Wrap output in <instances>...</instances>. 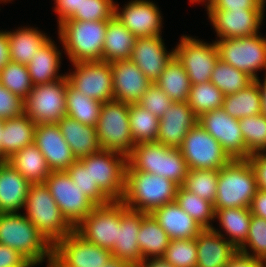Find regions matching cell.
<instances>
[{"label":"cell","mask_w":266,"mask_h":267,"mask_svg":"<svg viewBox=\"0 0 266 267\" xmlns=\"http://www.w3.org/2000/svg\"><path fill=\"white\" fill-rule=\"evenodd\" d=\"M0 244L20 252L34 266L47 257L51 267L53 245L24 213H0Z\"/></svg>","instance_id":"1"},{"label":"cell","mask_w":266,"mask_h":267,"mask_svg":"<svg viewBox=\"0 0 266 267\" xmlns=\"http://www.w3.org/2000/svg\"><path fill=\"white\" fill-rule=\"evenodd\" d=\"M179 185L163 176L142 171H125V190L121 201L127 208L152 213L176 201Z\"/></svg>","instance_id":"2"},{"label":"cell","mask_w":266,"mask_h":267,"mask_svg":"<svg viewBox=\"0 0 266 267\" xmlns=\"http://www.w3.org/2000/svg\"><path fill=\"white\" fill-rule=\"evenodd\" d=\"M108 21L66 20L59 24L58 34L72 63L100 61Z\"/></svg>","instance_id":"3"},{"label":"cell","mask_w":266,"mask_h":267,"mask_svg":"<svg viewBox=\"0 0 266 267\" xmlns=\"http://www.w3.org/2000/svg\"><path fill=\"white\" fill-rule=\"evenodd\" d=\"M258 190L247 159H233L219 169L214 209L249 208Z\"/></svg>","instance_id":"4"},{"label":"cell","mask_w":266,"mask_h":267,"mask_svg":"<svg viewBox=\"0 0 266 267\" xmlns=\"http://www.w3.org/2000/svg\"><path fill=\"white\" fill-rule=\"evenodd\" d=\"M26 217L54 245L74 231L45 183H32L26 197Z\"/></svg>","instance_id":"5"},{"label":"cell","mask_w":266,"mask_h":267,"mask_svg":"<svg viewBox=\"0 0 266 267\" xmlns=\"http://www.w3.org/2000/svg\"><path fill=\"white\" fill-rule=\"evenodd\" d=\"M96 132L102 150L128 157L135 146L130 130L129 103L116 100L104 102Z\"/></svg>","instance_id":"6"},{"label":"cell","mask_w":266,"mask_h":267,"mask_svg":"<svg viewBox=\"0 0 266 267\" xmlns=\"http://www.w3.org/2000/svg\"><path fill=\"white\" fill-rule=\"evenodd\" d=\"M215 42L219 59L245 72L254 80L259 78L256 73L258 70H266V38L262 35L218 39Z\"/></svg>","instance_id":"7"},{"label":"cell","mask_w":266,"mask_h":267,"mask_svg":"<svg viewBox=\"0 0 266 267\" xmlns=\"http://www.w3.org/2000/svg\"><path fill=\"white\" fill-rule=\"evenodd\" d=\"M179 150L189 170H219L232 160L199 123L188 131Z\"/></svg>","instance_id":"8"},{"label":"cell","mask_w":266,"mask_h":267,"mask_svg":"<svg viewBox=\"0 0 266 267\" xmlns=\"http://www.w3.org/2000/svg\"><path fill=\"white\" fill-rule=\"evenodd\" d=\"M79 160L89 168L92 180L112 201H121L125 190V155L101 149Z\"/></svg>","instance_id":"9"},{"label":"cell","mask_w":266,"mask_h":267,"mask_svg":"<svg viewBox=\"0 0 266 267\" xmlns=\"http://www.w3.org/2000/svg\"><path fill=\"white\" fill-rule=\"evenodd\" d=\"M67 77L34 85L25 99L24 114L35 124L57 123L66 116Z\"/></svg>","instance_id":"10"},{"label":"cell","mask_w":266,"mask_h":267,"mask_svg":"<svg viewBox=\"0 0 266 267\" xmlns=\"http://www.w3.org/2000/svg\"><path fill=\"white\" fill-rule=\"evenodd\" d=\"M126 208L122 201L97 205L74 228L84 240L101 248L111 250L117 240L121 212Z\"/></svg>","instance_id":"11"},{"label":"cell","mask_w":266,"mask_h":267,"mask_svg":"<svg viewBox=\"0 0 266 267\" xmlns=\"http://www.w3.org/2000/svg\"><path fill=\"white\" fill-rule=\"evenodd\" d=\"M112 252L84 240L75 231L53 245L51 267H104Z\"/></svg>","instance_id":"12"},{"label":"cell","mask_w":266,"mask_h":267,"mask_svg":"<svg viewBox=\"0 0 266 267\" xmlns=\"http://www.w3.org/2000/svg\"><path fill=\"white\" fill-rule=\"evenodd\" d=\"M61 213L75 228L96 206L66 171L51 172L44 181Z\"/></svg>","instance_id":"13"},{"label":"cell","mask_w":266,"mask_h":267,"mask_svg":"<svg viewBox=\"0 0 266 267\" xmlns=\"http://www.w3.org/2000/svg\"><path fill=\"white\" fill-rule=\"evenodd\" d=\"M174 49V56L187 72L191 85L210 81L219 60L216 42L206 43L191 36H181Z\"/></svg>","instance_id":"14"},{"label":"cell","mask_w":266,"mask_h":267,"mask_svg":"<svg viewBox=\"0 0 266 267\" xmlns=\"http://www.w3.org/2000/svg\"><path fill=\"white\" fill-rule=\"evenodd\" d=\"M72 64L75 70L66 77L75 89L101 103L114 100L110 62L100 60Z\"/></svg>","instance_id":"15"},{"label":"cell","mask_w":266,"mask_h":267,"mask_svg":"<svg viewBox=\"0 0 266 267\" xmlns=\"http://www.w3.org/2000/svg\"><path fill=\"white\" fill-rule=\"evenodd\" d=\"M198 123L222 145L232 160L247 159L239 119L231 117L220 108L198 117Z\"/></svg>","instance_id":"16"},{"label":"cell","mask_w":266,"mask_h":267,"mask_svg":"<svg viewBox=\"0 0 266 267\" xmlns=\"http://www.w3.org/2000/svg\"><path fill=\"white\" fill-rule=\"evenodd\" d=\"M265 9L207 10L219 39H235L259 34Z\"/></svg>","instance_id":"17"},{"label":"cell","mask_w":266,"mask_h":267,"mask_svg":"<svg viewBox=\"0 0 266 267\" xmlns=\"http://www.w3.org/2000/svg\"><path fill=\"white\" fill-rule=\"evenodd\" d=\"M160 13L156 4L150 0H131L123 9L114 4V17L135 37L161 36L163 26Z\"/></svg>","instance_id":"18"},{"label":"cell","mask_w":266,"mask_h":267,"mask_svg":"<svg viewBox=\"0 0 266 267\" xmlns=\"http://www.w3.org/2000/svg\"><path fill=\"white\" fill-rule=\"evenodd\" d=\"M34 144L44 155L51 172L67 171L77 160L57 123L36 124Z\"/></svg>","instance_id":"19"},{"label":"cell","mask_w":266,"mask_h":267,"mask_svg":"<svg viewBox=\"0 0 266 267\" xmlns=\"http://www.w3.org/2000/svg\"><path fill=\"white\" fill-rule=\"evenodd\" d=\"M174 57V49L168 52L161 36L136 37L130 56L151 83H155L166 65Z\"/></svg>","instance_id":"20"},{"label":"cell","mask_w":266,"mask_h":267,"mask_svg":"<svg viewBox=\"0 0 266 267\" xmlns=\"http://www.w3.org/2000/svg\"><path fill=\"white\" fill-rule=\"evenodd\" d=\"M198 117L187 102H173L159 120L156 141L172 148H179Z\"/></svg>","instance_id":"21"},{"label":"cell","mask_w":266,"mask_h":267,"mask_svg":"<svg viewBox=\"0 0 266 267\" xmlns=\"http://www.w3.org/2000/svg\"><path fill=\"white\" fill-rule=\"evenodd\" d=\"M146 214L126 207L121 212L117 240L110 250L113 257L125 260L133 267H138L144 261L139 250L137 236L141 227L142 218Z\"/></svg>","instance_id":"22"},{"label":"cell","mask_w":266,"mask_h":267,"mask_svg":"<svg viewBox=\"0 0 266 267\" xmlns=\"http://www.w3.org/2000/svg\"><path fill=\"white\" fill-rule=\"evenodd\" d=\"M111 66L114 100L138 103L152 83L130 60L114 61Z\"/></svg>","instance_id":"23"},{"label":"cell","mask_w":266,"mask_h":267,"mask_svg":"<svg viewBox=\"0 0 266 267\" xmlns=\"http://www.w3.org/2000/svg\"><path fill=\"white\" fill-rule=\"evenodd\" d=\"M216 230L215 227L203 229L196 237V267H224L237 253L238 249Z\"/></svg>","instance_id":"24"},{"label":"cell","mask_w":266,"mask_h":267,"mask_svg":"<svg viewBox=\"0 0 266 267\" xmlns=\"http://www.w3.org/2000/svg\"><path fill=\"white\" fill-rule=\"evenodd\" d=\"M31 183L7 161H0V213L24 209Z\"/></svg>","instance_id":"25"},{"label":"cell","mask_w":266,"mask_h":267,"mask_svg":"<svg viewBox=\"0 0 266 267\" xmlns=\"http://www.w3.org/2000/svg\"><path fill=\"white\" fill-rule=\"evenodd\" d=\"M151 214L170 240L194 239L204 229L176 201L155 209Z\"/></svg>","instance_id":"26"},{"label":"cell","mask_w":266,"mask_h":267,"mask_svg":"<svg viewBox=\"0 0 266 267\" xmlns=\"http://www.w3.org/2000/svg\"><path fill=\"white\" fill-rule=\"evenodd\" d=\"M57 125L77 160L101 150L96 127L82 124L68 116L62 117Z\"/></svg>","instance_id":"27"},{"label":"cell","mask_w":266,"mask_h":267,"mask_svg":"<svg viewBox=\"0 0 266 267\" xmlns=\"http://www.w3.org/2000/svg\"><path fill=\"white\" fill-rule=\"evenodd\" d=\"M36 124L25 114L3 120L1 134V161L34 143Z\"/></svg>","instance_id":"28"},{"label":"cell","mask_w":266,"mask_h":267,"mask_svg":"<svg viewBox=\"0 0 266 267\" xmlns=\"http://www.w3.org/2000/svg\"><path fill=\"white\" fill-rule=\"evenodd\" d=\"M61 52L51 38L34 53L27 65L33 85L50 83L64 78L58 73L61 64Z\"/></svg>","instance_id":"29"},{"label":"cell","mask_w":266,"mask_h":267,"mask_svg":"<svg viewBox=\"0 0 266 267\" xmlns=\"http://www.w3.org/2000/svg\"><path fill=\"white\" fill-rule=\"evenodd\" d=\"M136 37L114 16L108 20L102 61L130 60Z\"/></svg>","instance_id":"30"},{"label":"cell","mask_w":266,"mask_h":267,"mask_svg":"<svg viewBox=\"0 0 266 267\" xmlns=\"http://www.w3.org/2000/svg\"><path fill=\"white\" fill-rule=\"evenodd\" d=\"M36 28H18L8 31L10 59L23 65H28L35 52L39 50L50 38Z\"/></svg>","instance_id":"31"},{"label":"cell","mask_w":266,"mask_h":267,"mask_svg":"<svg viewBox=\"0 0 266 267\" xmlns=\"http://www.w3.org/2000/svg\"><path fill=\"white\" fill-rule=\"evenodd\" d=\"M6 161L31 184L44 183L51 173L44 155L34 143L25 146Z\"/></svg>","instance_id":"32"},{"label":"cell","mask_w":266,"mask_h":267,"mask_svg":"<svg viewBox=\"0 0 266 267\" xmlns=\"http://www.w3.org/2000/svg\"><path fill=\"white\" fill-rule=\"evenodd\" d=\"M137 238L144 260L149 257L150 259L161 258L170 243L169 236L151 213H147L142 218Z\"/></svg>","instance_id":"33"},{"label":"cell","mask_w":266,"mask_h":267,"mask_svg":"<svg viewBox=\"0 0 266 267\" xmlns=\"http://www.w3.org/2000/svg\"><path fill=\"white\" fill-rule=\"evenodd\" d=\"M155 84L173 101L187 102L191 83L182 64L174 56Z\"/></svg>","instance_id":"34"},{"label":"cell","mask_w":266,"mask_h":267,"mask_svg":"<svg viewBox=\"0 0 266 267\" xmlns=\"http://www.w3.org/2000/svg\"><path fill=\"white\" fill-rule=\"evenodd\" d=\"M261 95L254 80L239 92L224 95L222 108L231 117L240 119L261 114Z\"/></svg>","instance_id":"35"},{"label":"cell","mask_w":266,"mask_h":267,"mask_svg":"<svg viewBox=\"0 0 266 267\" xmlns=\"http://www.w3.org/2000/svg\"><path fill=\"white\" fill-rule=\"evenodd\" d=\"M214 218H218L230 243L237 249L246 241L249 233L251 212L249 208L214 209Z\"/></svg>","instance_id":"36"},{"label":"cell","mask_w":266,"mask_h":267,"mask_svg":"<svg viewBox=\"0 0 266 267\" xmlns=\"http://www.w3.org/2000/svg\"><path fill=\"white\" fill-rule=\"evenodd\" d=\"M103 103L85 96L75 89L67 79L66 116L76 121L96 127Z\"/></svg>","instance_id":"37"},{"label":"cell","mask_w":266,"mask_h":267,"mask_svg":"<svg viewBox=\"0 0 266 267\" xmlns=\"http://www.w3.org/2000/svg\"><path fill=\"white\" fill-rule=\"evenodd\" d=\"M162 144L155 142L139 143L127 157L126 171H142L161 176Z\"/></svg>","instance_id":"38"},{"label":"cell","mask_w":266,"mask_h":267,"mask_svg":"<svg viewBox=\"0 0 266 267\" xmlns=\"http://www.w3.org/2000/svg\"><path fill=\"white\" fill-rule=\"evenodd\" d=\"M130 130L136 144L155 142L159 129V118L138 103L129 104Z\"/></svg>","instance_id":"39"},{"label":"cell","mask_w":266,"mask_h":267,"mask_svg":"<svg viewBox=\"0 0 266 267\" xmlns=\"http://www.w3.org/2000/svg\"><path fill=\"white\" fill-rule=\"evenodd\" d=\"M253 81L254 79L248 74L223 62L221 59L215 64L210 78V82H212L224 95L239 92Z\"/></svg>","instance_id":"40"},{"label":"cell","mask_w":266,"mask_h":267,"mask_svg":"<svg viewBox=\"0 0 266 267\" xmlns=\"http://www.w3.org/2000/svg\"><path fill=\"white\" fill-rule=\"evenodd\" d=\"M224 94L210 81L191 85L187 103L197 117L222 108Z\"/></svg>","instance_id":"41"},{"label":"cell","mask_w":266,"mask_h":267,"mask_svg":"<svg viewBox=\"0 0 266 267\" xmlns=\"http://www.w3.org/2000/svg\"><path fill=\"white\" fill-rule=\"evenodd\" d=\"M176 202L179 206L198 222L204 229H211L214 220V205L210 201H206L196 194H193L182 186H179L176 195Z\"/></svg>","instance_id":"42"},{"label":"cell","mask_w":266,"mask_h":267,"mask_svg":"<svg viewBox=\"0 0 266 267\" xmlns=\"http://www.w3.org/2000/svg\"><path fill=\"white\" fill-rule=\"evenodd\" d=\"M247 149V159L254 153H266V116L258 114L239 119Z\"/></svg>","instance_id":"43"},{"label":"cell","mask_w":266,"mask_h":267,"mask_svg":"<svg viewBox=\"0 0 266 267\" xmlns=\"http://www.w3.org/2000/svg\"><path fill=\"white\" fill-rule=\"evenodd\" d=\"M218 177L219 170H188L182 187L214 204Z\"/></svg>","instance_id":"44"},{"label":"cell","mask_w":266,"mask_h":267,"mask_svg":"<svg viewBox=\"0 0 266 267\" xmlns=\"http://www.w3.org/2000/svg\"><path fill=\"white\" fill-rule=\"evenodd\" d=\"M0 84L24 100L34 86L27 65L12 61L0 71Z\"/></svg>","instance_id":"45"},{"label":"cell","mask_w":266,"mask_h":267,"mask_svg":"<svg viewBox=\"0 0 266 267\" xmlns=\"http://www.w3.org/2000/svg\"><path fill=\"white\" fill-rule=\"evenodd\" d=\"M72 181L83 191L96 206L105 205L112 200L99 188L97 183L92 180L89 168L80 161L76 160L66 171Z\"/></svg>","instance_id":"46"},{"label":"cell","mask_w":266,"mask_h":267,"mask_svg":"<svg viewBox=\"0 0 266 267\" xmlns=\"http://www.w3.org/2000/svg\"><path fill=\"white\" fill-rule=\"evenodd\" d=\"M161 258L173 267H196V238L170 240V243Z\"/></svg>","instance_id":"47"},{"label":"cell","mask_w":266,"mask_h":267,"mask_svg":"<svg viewBox=\"0 0 266 267\" xmlns=\"http://www.w3.org/2000/svg\"><path fill=\"white\" fill-rule=\"evenodd\" d=\"M246 246L251 249L252 253ZM238 251L266 262V220L264 218L251 215L247 239Z\"/></svg>","instance_id":"48"},{"label":"cell","mask_w":266,"mask_h":267,"mask_svg":"<svg viewBox=\"0 0 266 267\" xmlns=\"http://www.w3.org/2000/svg\"><path fill=\"white\" fill-rule=\"evenodd\" d=\"M186 160L179 148L162 144L161 176L182 186L188 173Z\"/></svg>","instance_id":"49"},{"label":"cell","mask_w":266,"mask_h":267,"mask_svg":"<svg viewBox=\"0 0 266 267\" xmlns=\"http://www.w3.org/2000/svg\"><path fill=\"white\" fill-rule=\"evenodd\" d=\"M113 0H82L81 9L69 20L108 21L114 16Z\"/></svg>","instance_id":"50"},{"label":"cell","mask_w":266,"mask_h":267,"mask_svg":"<svg viewBox=\"0 0 266 267\" xmlns=\"http://www.w3.org/2000/svg\"><path fill=\"white\" fill-rule=\"evenodd\" d=\"M173 101L155 84L152 83L142 95L138 104L154 114L159 119L171 106Z\"/></svg>","instance_id":"51"},{"label":"cell","mask_w":266,"mask_h":267,"mask_svg":"<svg viewBox=\"0 0 266 267\" xmlns=\"http://www.w3.org/2000/svg\"><path fill=\"white\" fill-rule=\"evenodd\" d=\"M25 100L0 84V119H9L24 114Z\"/></svg>","instance_id":"52"},{"label":"cell","mask_w":266,"mask_h":267,"mask_svg":"<svg viewBox=\"0 0 266 267\" xmlns=\"http://www.w3.org/2000/svg\"><path fill=\"white\" fill-rule=\"evenodd\" d=\"M207 10H244L265 9L263 0H209L206 4Z\"/></svg>","instance_id":"53"},{"label":"cell","mask_w":266,"mask_h":267,"mask_svg":"<svg viewBox=\"0 0 266 267\" xmlns=\"http://www.w3.org/2000/svg\"><path fill=\"white\" fill-rule=\"evenodd\" d=\"M0 267H34L20 252L0 244Z\"/></svg>","instance_id":"54"},{"label":"cell","mask_w":266,"mask_h":267,"mask_svg":"<svg viewBox=\"0 0 266 267\" xmlns=\"http://www.w3.org/2000/svg\"><path fill=\"white\" fill-rule=\"evenodd\" d=\"M254 171L258 189L266 191V153H254L247 159Z\"/></svg>","instance_id":"55"},{"label":"cell","mask_w":266,"mask_h":267,"mask_svg":"<svg viewBox=\"0 0 266 267\" xmlns=\"http://www.w3.org/2000/svg\"><path fill=\"white\" fill-rule=\"evenodd\" d=\"M54 11L58 14V24L71 19L77 11H80L82 0H54Z\"/></svg>","instance_id":"56"},{"label":"cell","mask_w":266,"mask_h":267,"mask_svg":"<svg viewBox=\"0 0 266 267\" xmlns=\"http://www.w3.org/2000/svg\"><path fill=\"white\" fill-rule=\"evenodd\" d=\"M224 267H265V261L237 251Z\"/></svg>","instance_id":"57"},{"label":"cell","mask_w":266,"mask_h":267,"mask_svg":"<svg viewBox=\"0 0 266 267\" xmlns=\"http://www.w3.org/2000/svg\"><path fill=\"white\" fill-rule=\"evenodd\" d=\"M252 215L266 220V191L258 189L249 206Z\"/></svg>","instance_id":"58"},{"label":"cell","mask_w":266,"mask_h":267,"mask_svg":"<svg viewBox=\"0 0 266 267\" xmlns=\"http://www.w3.org/2000/svg\"><path fill=\"white\" fill-rule=\"evenodd\" d=\"M11 61L8 31L0 30V71Z\"/></svg>","instance_id":"59"},{"label":"cell","mask_w":266,"mask_h":267,"mask_svg":"<svg viewBox=\"0 0 266 267\" xmlns=\"http://www.w3.org/2000/svg\"><path fill=\"white\" fill-rule=\"evenodd\" d=\"M138 267H173L162 258H152L144 260Z\"/></svg>","instance_id":"60"},{"label":"cell","mask_w":266,"mask_h":267,"mask_svg":"<svg viewBox=\"0 0 266 267\" xmlns=\"http://www.w3.org/2000/svg\"><path fill=\"white\" fill-rule=\"evenodd\" d=\"M264 82H260V79H255L259 86L260 90V95H261V114L266 116V75L265 78L263 79Z\"/></svg>","instance_id":"61"},{"label":"cell","mask_w":266,"mask_h":267,"mask_svg":"<svg viewBox=\"0 0 266 267\" xmlns=\"http://www.w3.org/2000/svg\"><path fill=\"white\" fill-rule=\"evenodd\" d=\"M104 267H133L129 262L120 258L111 257Z\"/></svg>","instance_id":"62"},{"label":"cell","mask_w":266,"mask_h":267,"mask_svg":"<svg viewBox=\"0 0 266 267\" xmlns=\"http://www.w3.org/2000/svg\"><path fill=\"white\" fill-rule=\"evenodd\" d=\"M2 128H3V120L0 119V161H1V134H2Z\"/></svg>","instance_id":"63"},{"label":"cell","mask_w":266,"mask_h":267,"mask_svg":"<svg viewBox=\"0 0 266 267\" xmlns=\"http://www.w3.org/2000/svg\"><path fill=\"white\" fill-rule=\"evenodd\" d=\"M205 1H209V0H205ZM204 0H190L191 3H194V2H205Z\"/></svg>","instance_id":"64"}]
</instances>
